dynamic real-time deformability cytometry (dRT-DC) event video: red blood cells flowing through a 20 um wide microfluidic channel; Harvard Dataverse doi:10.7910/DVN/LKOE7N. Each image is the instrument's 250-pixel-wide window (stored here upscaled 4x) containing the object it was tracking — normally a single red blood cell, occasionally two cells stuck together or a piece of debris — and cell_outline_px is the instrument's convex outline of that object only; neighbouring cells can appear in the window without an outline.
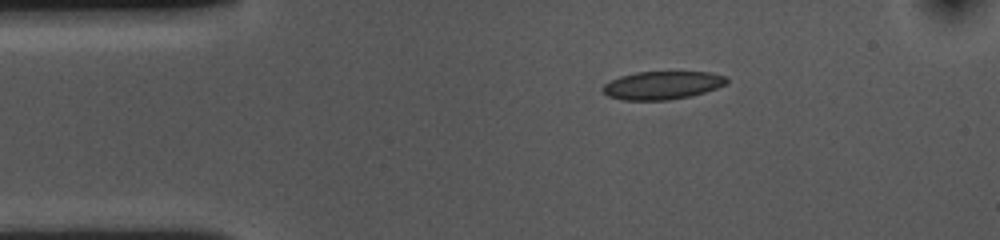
{"species": "common noctule bat (a hibernating species)", "species_latin": "Nyctalus noctula", "temperature_condition": "cold", "stored_images_in_passage": 46, "camera_frame_rate_fps": 3000, "um_per_image_px": 0.085, "animal": {"sex": "female", "body_mass_g": 10.0, "forearm_length_mm": 53.1}, "frame": {"image": 1, "passage_image": 1, "time_ms": 0.0, "image_size_px": [1000, 240], "cell_outline_px": [[728, 84], [692, 96], [668, 100], [624, 100], [608, 96], [600, 88], [604, 84], [620, 76], [636, 72], [708, 72], [728, 76]], "centroid_in_image_um": [56.32, 7.25], "position_along_channel_um": 28.7, "area_um2": 20.4}}
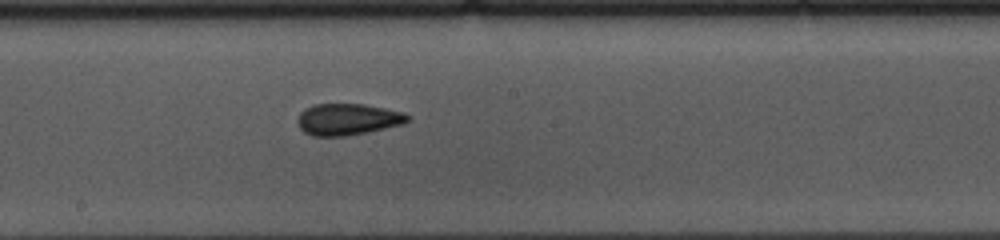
{"frame": {"image": 2, "passage_image": 20, "time_ms": 6.333, "image_size_px": [1000, 240], "cell_outline_px": [[412, 116], [404, 124], [368, 132], [344, 136], [312, 136], [304, 132], [300, 128], [296, 120], [300, 112], [304, 108], [316, 104], [364, 104], [404, 112]], "centroid_in_image_um": [29.56, 10.14], "position_along_channel_um": 218.6, "area_um2": 20.4}}
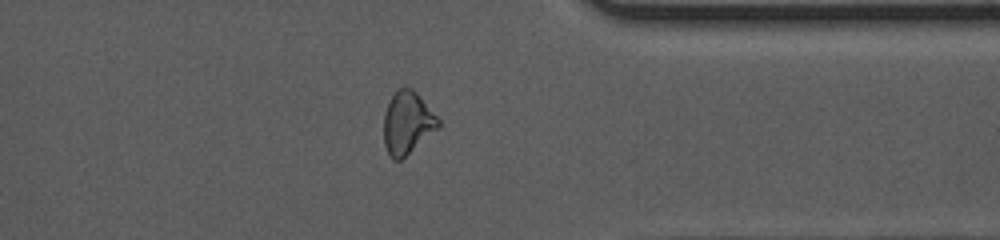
{"frame": {"image": 3, "passage_image": 34, "time_ms": 11.0, "image_size_px": [1000, 240], "cell_outline_px": [[440, 128], [400, 160], [392, 160], [384, 144], [384, 112], [392, 96], [400, 88], [412, 88], [416, 92], [440, 120]], "centroid_in_image_um": [34.64, 10.46], "position_along_channel_um": 376.8, "area_um2": 19.71}, "authors_computed_cell_mechanics": {"area_um2": 20.2878, "velocity_mm_per_s": 3.6037, "shape_relaxation_time_tau1_ms": 5.8867, "shape_relaxation_time_tau2_ms": 2.7335, "deformation_change_tau1": 0.1226, "deformation_change_tau2": 0.0915}}